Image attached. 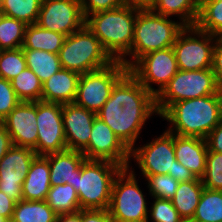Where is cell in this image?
I'll use <instances>...</instances> for the list:
<instances>
[{
    "instance_id": "1",
    "label": "cell",
    "mask_w": 222,
    "mask_h": 222,
    "mask_svg": "<svg viewBox=\"0 0 222 222\" xmlns=\"http://www.w3.org/2000/svg\"><path fill=\"white\" fill-rule=\"evenodd\" d=\"M158 115L156 97L129 71L115 84L111 95L96 113L131 150L152 115Z\"/></svg>"
},
{
    "instance_id": "2",
    "label": "cell",
    "mask_w": 222,
    "mask_h": 222,
    "mask_svg": "<svg viewBox=\"0 0 222 222\" xmlns=\"http://www.w3.org/2000/svg\"><path fill=\"white\" fill-rule=\"evenodd\" d=\"M160 117L170 122L167 130L173 134L206 139L222 121V90L173 103Z\"/></svg>"
},
{
    "instance_id": "3",
    "label": "cell",
    "mask_w": 222,
    "mask_h": 222,
    "mask_svg": "<svg viewBox=\"0 0 222 222\" xmlns=\"http://www.w3.org/2000/svg\"><path fill=\"white\" fill-rule=\"evenodd\" d=\"M139 9L123 4L121 7L97 12L85 18V25L114 60L126 59V55L131 51Z\"/></svg>"
},
{
    "instance_id": "4",
    "label": "cell",
    "mask_w": 222,
    "mask_h": 222,
    "mask_svg": "<svg viewBox=\"0 0 222 222\" xmlns=\"http://www.w3.org/2000/svg\"><path fill=\"white\" fill-rule=\"evenodd\" d=\"M185 25L168 16L154 13L149 8L139 9L134 24L130 59L121 62L129 69L141 56L156 50L172 47Z\"/></svg>"
},
{
    "instance_id": "5",
    "label": "cell",
    "mask_w": 222,
    "mask_h": 222,
    "mask_svg": "<svg viewBox=\"0 0 222 222\" xmlns=\"http://www.w3.org/2000/svg\"><path fill=\"white\" fill-rule=\"evenodd\" d=\"M122 166L106 160L85 159L76 170L75 185L80 209L107 210L112 186Z\"/></svg>"
},
{
    "instance_id": "6",
    "label": "cell",
    "mask_w": 222,
    "mask_h": 222,
    "mask_svg": "<svg viewBox=\"0 0 222 222\" xmlns=\"http://www.w3.org/2000/svg\"><path fill=\"white\" fill-rule=\"evenodd\" d=\"M59 60L62 68L79 74L104 68L115 61L86 25L65 37Z\"/></svg>"
},
{
    "instance_id": "7",
    "label": "cell",
    "mask_w": 222,
    "mask_h": 222,
    "mask_svg": "<svg viewBox=\"0 0 222 222\" xmlns=\"http://www.w3.org/2000/svg\"><path fill=\"white\" fill-rule=\"evenodd\" d=\"M221 91L212 68L178 72L157 94L156 109L161 116L173 103L217 94Z\"/></svg>"
},
{
    "instance_id": "8",
    "label": "cell",
    "mask_w": 222,
    "mask_h": 222,
    "mask_svg": "<svg viewBox=\"0 0 222 222\" xmlns=\"http://www.w3.org/2000/svg\"><path fill=\"white\" fill-rule=\"evenodd\" d=\"M123 168L115 177L108 213L113 222H147L148 206L134 168Z\"/></svg>"
},
{
    "instance_id": "9",
    "label": "cell",
    "mask_w": 222,
    "mask_h": 222,
    "mask_svg": "<svg viewBox=\"0 0 222 222\" xmlns=\"http://www.w3.org/2000/svg\"><path fill=\"white\" fill-rule=\"evenodd\" d=\"M129 71L119 60L110 65L80 74L74 103L97 113L108 100L115 84Z\"/></svg>"
},
{
    "instance_id": "10",
    "label": "cell",
    "mask_w": 222,
    "mask_h": 222,
    "mask_svg": "<svg viewBox=\"0 0 222 222\" xmlns=\"http://www.w3.org/2000/svg\"><path fill=\"white\" fill-rule=\"evenodd\" d=\"M216 40L217 36L203 32L196 26H185L172 46L178 69L191 71L212 68Z\"/></svg>"
},
{
    "instance_id": "11",
    "label": "cell",
    "mask_w": 222,
    "mask_h": 222,
    "mask_svg": "<svg viewBox=\"0 0 222 222\" xmlns=\"http://www.w3.org/2000/svg\"><path fill=\"white\" fill-rule=\"evenodd\" d=\"M178 70L172 47L149 52L129 68V72L155 96L163 90ZM153 83L157 84V89L152 87Z\"/></svg>"
},
{
    "instance_id": "12",
    "label": "cell",
    "mask_w": 222,
    "mask_h": 222,
    "mask_svg": "<svg viewBox=\"0 0 222 222\" xmlns=\"http://www.w3.org/2000/svg\"><path fill=\"white\" fill-rule=\"evenodd\" d=\"M134 159L143 177L173 173L175 166L174 134L165 130L151 142L130 150V159Z\"/></svg>"
},
{
    "instance_id": "13",
    "label": "cell",
    "mask_w": 222,
    "mask_h": 222,
    "mask_svg": "<svg viewBox=\"0 0 222 222\" xmlns=\"http://www.w3.org/2000/svg\"><path fill=\"white\" fill-rule=\"evenodd\" d=\"M37 155L67 150L62 119V104L36 101Z\"/></svg>"
},
{
    "instance_id": "14",
    "label": "cell",
    "mask_w": 222,
    "mask_h": 222,
    "mask_svg": "<svg viewBox=\"0 0 222 222\" xmlns=\"http://www.w3.org/2000/svg\"><path fill=\"white\" fill-rule=\"evenodd\" d=\"M36 24L65 36L80 30L85 25L80 1L42 0Z\"/></svg>"
},
{
    "instance_id": "15",
    "label": "cell",
    "mask_w": 222,
    "mask_h": 222,
    "mask_svg": "<svg viewBox=\"0 0 222 222\" xmlns=\"http://www.w3.org/2000/svg\"><path fill=\"white\" fill-rule=\"evenodd\" d=\"M89 160H106L128 168L130 150L99 117H95L88 147L82 152Z\"/></svg>"
},
{
    "instance_id": "16",
    "label": "cell",
    "mask_w": 222,
    "mask_h": 222,
    "mask_svg": "<svg viewBox=\"0 0 222 222\" xmlns=\"http://www.w3.org/2000/svg\"><path fill=\"white\" fill-rule=\"evenodd\" d=\"M36 152L13 145L0 161V190L16 203L23 200L22 185Z\"/></svg>"
},
{
    "instance_id": "17",
    "label": "cell",
    "mask_w": 222,
    "mask_h": 222,
    "mask_svg": "<svg viewBox=\"0 0 222 222\" xmlns=\"http://www.w3.org/2000/svg\"><path fill=\"white\" fill-rule=\"evenodd\" d=\"M36 101H21L1 122L15 146L32 148L37 155Z\"/></svg>"
},
{
    "instance_id": "18",
    "label": "cell",
    "mask_w": 222,
    "mask_h": 222,
    "mask_svg": "<svg viewBox=\"0 0 222 222\" xmlns=\"http://www.w3.org/2000/svg\"><path fill=\"white\" fill-rule=\"evenodd\" d=\"M96 113L73 103L62 104V119L68 150L83 152L89 138Z\"/></svg>"
},
{
    "instance_id": "19",
    "label": "cell",
    "mask_w": 222,
    "mask_h": 222,
    "mask_svg": "<svg viewBox=\"0 0 222 222\" xmlns=\"http://www.w3.org/2000/svg\"><path fill=\"white\" fill-rule=\"evenodd\" d=\"M174 151L177 161L189 169L195 178L203 177L208 152L206 139L174 134Z\"/></svg>"
},
{
    "instance_id": "20",
    "label": "cell",
    "mask_w": 222,
    "mask_h": 222,
    "mask_svg": "<svg viewBox=\"0 0 222 222\" xmlns=\"http://www.w3.org/2000/svg\"><path fill=\"white\" fill-rule=\"evenodd\" d=\"M80 74L61 68L42 83L41 101L67 104L73 103L77 94Z\"/></svg>"
},
{
    "instance_id": "21",
    "label": "cell",
    "mask_w": 222,
    "mask_h": 222,
    "mask_svg": "<svg viewBox=\"0 0 222 222\" xmlns=\"http://www.w3.org/2000/svg\"><path fill=\"white\" fill-rule=\"evenodd\" d=\"M44 156L49 161L51 186L60 184L75 185L76 170L86 159L82 152L67 149Z\"/></svg>"
},
{
    "instance_id": "22",
    "label": "cell",
    "mask_w": 222,
    "mask_h": 222,
    "mask_svg": "<svg viewBox=\"0 0 222 222\" xmlns=\"http://www.w3.org/2000/svg\"><path fill=\"white\" fill-rule=\"evenodd\" d=\"M50 187L49 161L36 155L22 185L23 200H46Z\"/></svg>"
},
{
    "instance_id": "23",
    "label": "cell",
    "mask_w": 222,
    "mask_h": 222,
    "mask_svg": "<svg viewBox=\"0 0 222 222\" xmlns=\"http://www.w3.org/2000/svg\"><path fill=\"white\" fill-rule=\"evenodd\" d=\"M203 190L201 179L179 182L175 195L170 200L185 222L192 220Z\"/></svg>"
},
{
    "instance_id": "24",
    "label": "cell",
    "mask_w": 222,
    "mask_h": 222,
    "mask_svg": "<svg viewBox=\"0 0 222 222\" xmlns=\"http://www.w3.org/2000/svg\"><path fill=\"white\" fill-rule=\"evenodd\" d=\"M200 2L201 0H154L149 9L163 16H178L185 26H195L199 16Z\"/></svg>"
},
{
    "instance_id": "25",
    "label": "cell",
    "mask_w": 222,
    "mask_h": 222,
    "mask_svg": "<svg viewBox=\"0 0 222 222\" xmlns=\"http://www.w3.org/2000/svg\"><path fill=\"white\" fill-rule=\"evenodd\" d=\"M65 35L42 28L36 23L26 26L22 49L44 50L59 54Z\"/></svg>"
},
{
    "instance_id": "26",
    "label": "cell",
    "mask_w": 222,
    "mask_h": 222,
    "mask_svg": "<svg viewBox=\"0 0 222 222\" xmlns=\"http://www.w3.org/2000/svg\"><path fill=\"white\" fill-rule=\"evenodd\" d=\"M57 214L45 200H20L10 222H56Z\"/></svg>"
},
{
    "instance_id": "27",
    "label": "cell",
    "mask_w": 222,
    "mask_h": 222,
    "mask_svg": "<svg viewBox=\"0 0 222 222\" xmlns=\"http://www.w3.org/2000/svg\"><path fill=\"white\" fill-rule=\"evenodd\" d=\"M27 68L31 69L43 83L62 67L59 54L44 50L23 49Z\"/></svg>"
},
{
    "instance_id": "28",
    "label": "cell",
    "mask_w": 222,
    "mask_h": 222,
    "mask_svg": "<svg viewBox=\"0 0 222 222\" xmlns=\"http://www.w3.org/2000/svg\"><path fill=\"white\" fill-rule=\"evenodd\" d=\"M45 201L57 215L81 210L77 192L70 184L51 186Z\"/></svg>"
},
{
    "instance_id": "29",
    "label": "cell",
    "mask_w": 222,
    "mask_h": 222,
    "mask_svg": "<svg viewBox=\"0 0 222 222\" xmlns=\"http://www.w3.org/2000/svg\"><path fill=\"white\" fill-rule=\"evenodd\" d=\"M190 222H222V191L204 187Z\"/></svg>"
},
{
    "instance_id": "30",
    "label": "cell",
    "mask_w": 222,
    "mask_h": 222,
    "mask_svg": "<svg viewBox=\"0 0 222 222\" xmlns=\"http://www.w3.org/2000/svg\"><path fill=\"white\" fill-rule=\"evenodd\" d=\"M195 26L203 32L220 37L222 35V0H201Z\"/></svg>"
},
{
    "instance_id": "31",
    "label": "cell",
    "mask_w": 222,
    "mask_h": 222,
    "mask_svg": "<svg viewBox=\"0 0 222 222\" xmlns=\"http://www.w3.org/2000/svg\"><path fill=\"white\" fill-rule=\"evenodd\" d=\"M42 0H0V7L5 16L15 18L26 25L38 20Z\"/></svg>"
},
{
    "instance_id": "32",
    "label": "cell",
    "mask_w": 222,
    "mask_h": 222,
    "mask_svg": "<svg viewBox=\"0 0 222 222\" xmlns=\"http://www.w3.org/2000/svg\"><path fill=\"white\" fill-rule=\"evenodd\" d=\"M10 82L21 101H41L42 82L31 69H24Z\"/></svg>"
},
{
    "instance_id": "33",
    "label": "cell",
    "mask_w": 222,
    "mask_h": 222,
    "mask_svg": "<svg viewBox=\"0 0 222 222\" xmlns=\"http://www.w3.org/2000/svg\"><path fill=\"white\" fill-rule=\"evenodd\" d=\"M26 26L20 20L3 15L0 20V50L21 48Z\"/></svg>"
},
{
    "instance_id": "34",
    "label": "cell",
    "mask_w": 222,
    "mask_h": 222,
    "mask_svg": "<svg viewBox=\"0 0 222 222\" xmlns=\"http://www.w3.org/2000/svg\"><path fill=\"white\" fill-rule=\"evenodd\" d=\"M27 68L24 51L21 48L0 50V77L8 81Z\"/></svg>"
},
{
    "instance_id": "35",
    "label": "cell",
    "mask_w": 222,
    "mask_h": 222,
    "mask_svg": "<svg viewBox=\"0 0 222 222\" xmlns=\"http://www.w3.org/2000/svg\"><path fill=\"white\" fill-rule=\"evenodd\" d=\"M201 181L207 189L222 191V153L207 152L205 172Z\"/></svg>"
},
{
    "instance_id": "36",
    "label": "cell",
    "mask_w": 222,
    "mask_h": 222,
    "mask_svg": "<svg viewBox=\"0 0 222 222\" xmlns=\"http://www.w3.org/2000/svg\"><path fill=\"white\" fill-rule=\"evenodd\" d=\"M152 198L172 199L177 190L179 181L169 174H158L144 177Z\"/></svg>"
},
{
    "instance_id": "37",
    "label": "cell",
    "mask_w": 222,
    "mask_h": 222,
    "mask_svg": "<svg viewBox=\"0 0 222 222\" xmlns=\"http://www.w3.org/2000/svg\"><path fill=\"white\" fill-rule=\"evenodd\" d=\"M151 208H149L148 216H151L153 222H185L173 206L171 200L154 198ZM150 219H148L147 222Z\"/></svg>"
},
{
    "instance_id": "38",
    "label": "cell",
    "mask_w": 222,
    "mask_h": 222,
    "mask_svg": "<svg viewBox=\"0 0 222 222\" xmlns=\"http://www.w3.org/2000/svg\"><path fill=\"white\" fill-rule=\"evenodd\" d=\"M21 102L11 82L0 77V122Z\"/></svg>"
},
{
    "instance_id": "39",
    "label": "cell",
    "mask_w": 222,
    "mask_h": 222,
    "mask_svg": "<svg viewBox=\"0 0 222 222\" xmlns=\"http://www.w3.org/2000/svg\"><path fill=\"white\" fill-rule=\"evenodd\" d=\"M84 18L88 15L112 10L125 4L124 0H79Z\"/></svg>"
},
{
    "instance_id": "40",
    "label": "cell",
    "mask_w": 222,
    "mask_h": 222,
    "mask_svg": "<svg viewBox=\"0 0 222 222\" xmlns=\"http://www.w3.org/2000/svg\"><path fill=\"white\" fill-rule=\"evenodd\" d=\"M212 70L216 77L217 83L222 90V38L217 37L216 44L213 50Z\"/></svg>"
},
{
    "instance_id": "41",
    "label": "cell",
    "mask_w": 222,
    "mask_h": 222,
    "mask_svg": "<svg viewBox=\"0 0 222 222\" xmlns=\"http://www.w3.org/2000/svg\"><path fill=\"white\" fill-rule=\"evenodd\" d=\"M82 222H113L108 210L82 209Z\"/></svg>"
},
{
    "instance_id": "42",
    "label": "cell",
    "mask_w": 222,
    "mask_h": 222,
    "mask_svg": "<svg viewBox=\"0 0 222 222\" xmlns=\"http://www.w3.org/2000/svg\"><path fill=\"white\" fill-rule=\"evenodd\" d=\"M208 151L222 153V121L206 137Z\"/></svg>"
},
{
    "instance_id": "43",
    "label": "cell",
    "mask_w": 222,
    "mask_h": 222,
    "mask_svg": "<svg viewBox=\"0 0 222 222\" xmlns=\"http://www.w3.org/2000/svg\"><path fill=\"white\" fill-rule=\"evenodd\" d=\"M16 202L0 190V215L11 220Z\"/></svg>"
},
{
    "instance_id": "44",
    "label": "cell",
    "mask_w": 222,
    "mask_h": 222,
    "mask_svg": "<svg viewBox=\"0 0 222 222\" xmlns=\"http://www.w3.org/2000/svg\"><path fill=\"white\" fill-rule=\"evenodd\" d=\"M168 174L172 176L175 180H178L179 182L191 181L195 179L190 170L187 169L183 164L178 162L177 159L175 160L173 173H168Z\"/></svg>"
},
{
    "instance_id": "45",
    "label": "cell",
    "mask_w": 222,
    "mask_h": 222,
    "mask_svg": "<svg viewBox=\"0 0 222 222\" xmlns=\"http://www.w3.org/2000/svg\"><path fill=\"white\" fill-rule=\"evenodd\" d=\"M13 146L11 136L6 130L4 124L0 122V161L3 159L5 154Z\"/></svg>"
},
{
    "instance_id": "46",
    "label": "cell",
    "mask_w": 222,
    "mask_h": 222,
    "mask_svg": "<svg viewBox=\"0 0 222 222\" xmlns=\"http://www.w3.org/2000/svg\"><path fill=\"white\" fill-rule=\"evenodd\" d=\"M56 222H82V209L75 213L58 214Z\"/></svg>"
},
{
    "instance_id": "47",
    "label": "cell",
    "mask_w": 222,
    "mask_h": 222,
    "mask_svg": "<svg viewBox=\"0 0 222 222\" xmlns=\"http://www.w3.org/2000/svg\"><path fill=\"white\" fill-rule=\"evenodd\" d=\"M125 4L135 6L140 9L150 8L154 0H124Z\"/></svg>"
},
{
    "instance_id": "48",
    "label": "cell",
    "mask_w": 222,
    "mask_h": 222,
    "mask_svg": "<svg viewBox=\"0 0 222 222\" xmlns=\"http://www.w3.org/2000/svg\"><path fill=\"white\" fill-rule=\"evenodd\" d=\"M0 222H10V221L0 215Z\"/></svg>"
},
{
    "instance_id": "49",
    "label": "cell",
    "mask_w": 222,
    "mask_h": 222,
    "mask_svg": "<svg viewBox=\"0 0 222 222\" xmlns=\"http://www.w3.org/2000/svg\"><path fill=\"white\" fill-rule=\"evenodd\" d=\"M3 12H2V9H1V7H0V20H1V18L3 17Z\"/></svg>"
}]
</instances>
